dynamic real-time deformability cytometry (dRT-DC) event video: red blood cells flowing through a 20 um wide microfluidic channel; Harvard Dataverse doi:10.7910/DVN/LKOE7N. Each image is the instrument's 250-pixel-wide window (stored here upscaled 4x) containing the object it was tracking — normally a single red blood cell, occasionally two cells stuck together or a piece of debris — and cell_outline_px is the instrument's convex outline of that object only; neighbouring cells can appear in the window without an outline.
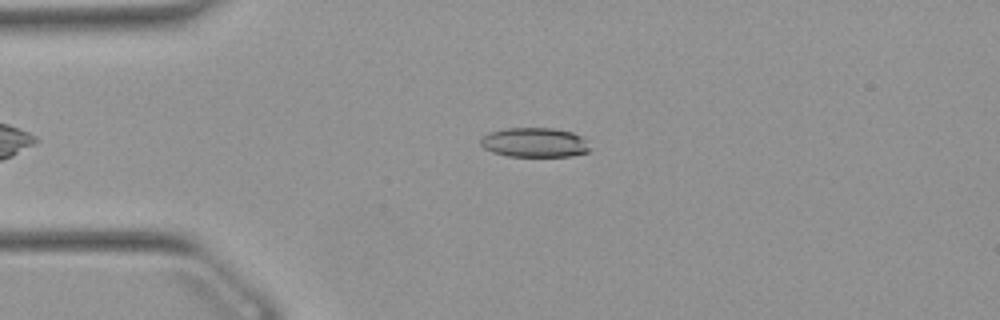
{"species": "Egyptian fruit bat (a non-hibernating species)", "species_latin": "Rousettus aegyptiacus", "temperature_condition": "warm", "stored_images_in_passage": 49, "camera_frame_rate_fps": 3000, "um_per_image_px": 0.085, "animal": {"sex": "female"}, "frame": {"image": 1, "passage_image": 9, "time_ms": 2.667, "image_size_px": [1000, 320], "cell_outline_px": [[588, 152], [572, 156], [508, 156], [492, 152], [484, 148], [480, 144], [480, 140], [488, 132], [508, 128], [552, 128], [572, 132], [580, 136], [584, 140], [588, 148]], "centroid_in_image_um": [45.4, 12.11], "position_along_channel_um": 39.6, "area_um2": 18.61}}
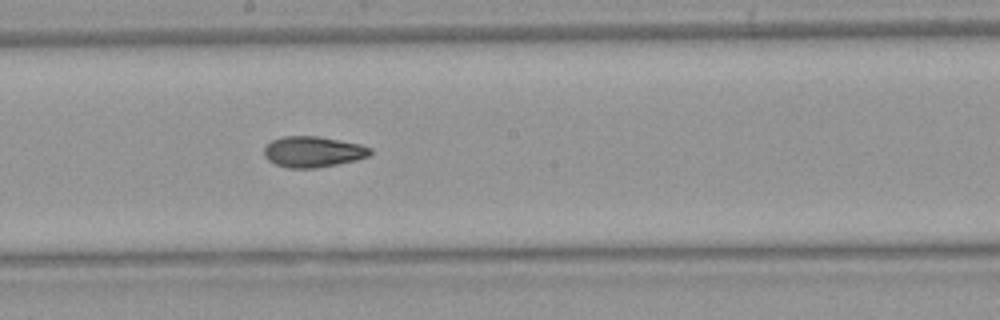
{"frame": {"image": 2, "passage_image": 25, "time_ms": 8.0, "image_size_px": [1000, 320], "cell_outline_px": [[372, 152], [368, 156], [356, 160], [316, 168], [288, 168], [276, 164], [268, 160], [264, 156], [264, 148], [272, 140], [280, 136], [316, 136], [360, 144], [372, 148]], "centroid_in_image_um": [26.59, 12.9], "position_along_channel_um": 221.6, "area_um2": 19.02}}
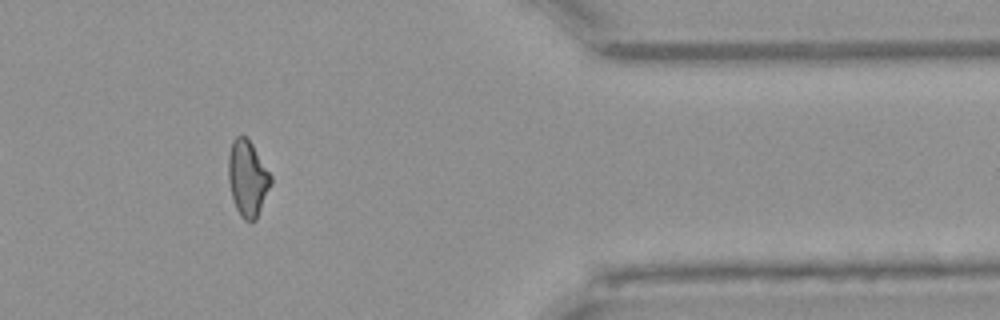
{"frame": {"image": 3, "passage_image": 40, "time_ms": 13.0, "image_size_px": [1000, 320], "cell_outline_px": [[272, 184], [256, 220], [244, 220], [240, 216], [236, 208], [232, 196], [228, 180], [228, 156], [232, 140], [236, 136], [244, 136], [252, 144], [272, 176]], "centroid_in_image_um": [21.04, 15.16], "position_along_channel_um": 390.4, "area_um2": 18.79}, "authors_computed_cell_mechanics": {"area_um2": 19.0162, "velocity_mm_per_s": 3.8943, "shape_relaxation_time_tau1_ms": 7.3342, "shape_relaxation_time_tau2_ms": 2.5056, "deformation_change_tau1": 0.2034, "deformation_change_tau2": 0.0887}}